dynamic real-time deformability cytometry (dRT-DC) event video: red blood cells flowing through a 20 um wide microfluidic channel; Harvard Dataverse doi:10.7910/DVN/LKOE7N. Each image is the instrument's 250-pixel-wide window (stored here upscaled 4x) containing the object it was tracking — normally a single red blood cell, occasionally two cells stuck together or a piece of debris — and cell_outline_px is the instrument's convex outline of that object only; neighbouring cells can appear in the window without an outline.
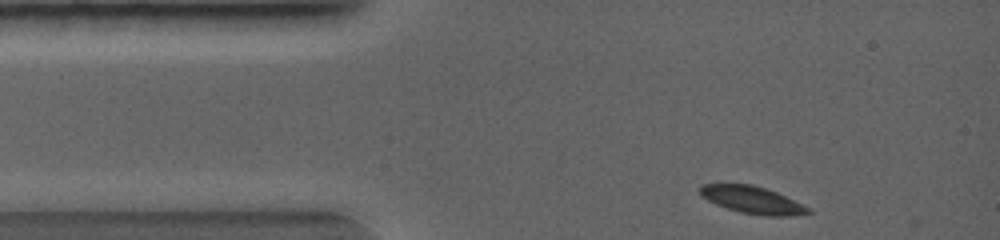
{"species": "common noctule bat (a hibernating species)", "species_latin": "Nyctalus noctula", "temperature_condition": "warm", "stored_images_in_passage": 33, "camera_frame_rate_fps": 5000, "um_per_image_px": 0.085, "animal": {"sex": "female", "body_mass_g": 19.0, "forearm_length_mm": 56.7}, "frame": {"image": 1, "passage_image": 1, "time_ms": 0.0, "image_size_px": [1000, 240], "cell_outline_px": [[812, 212], [792, 216], [764, 216], [740, 212], [716, 204], [700, 196], [700, 184], [752, 184], [776, 192], [808, 208]], "centroid_in_image_um": [63.9, 16.99], "position_along_channel_um": 21.1, "area_um2": 16.88}}
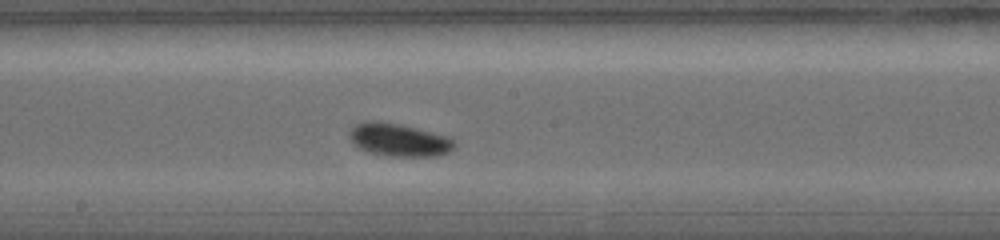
{"frame": {"image": 2, "passage_image": 18, "time_ms": 3.4, "image_size_px": [1000, 240], "cell_outline_px": [[456, 144], [448, 152], [436, 156], [388, 156], [368, 152], [352, 144], [348, 136], [348, 132], [356, 124], [364, 120], [376, 120], [400, 124], [448, 136]], "centroid_in_image_um": [33.84, 11.88], "position_along_channel_um": 214.4, "area_um2": 20.23}}
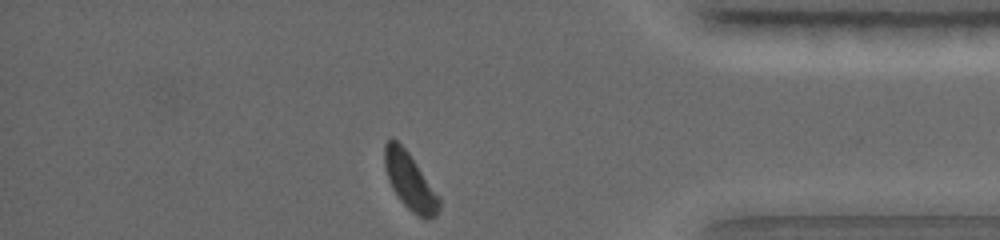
{"frame": {"image": 3, "passage_image": 33, "time_ms": 6.4, "image_size_px": [1000, 240], "cell_outline_px": [[440, 208], [436, 216], [428, 220], [412, 212], [400, 200], [392, 188], [388, 180], [384, 168], [384, 144], [392, 136], [408, 152], [440, 196]], "centroid_in_image_um": [34.84, 15.41], "position_along_channel_um": 400.4, "area_um2": 18.15}}